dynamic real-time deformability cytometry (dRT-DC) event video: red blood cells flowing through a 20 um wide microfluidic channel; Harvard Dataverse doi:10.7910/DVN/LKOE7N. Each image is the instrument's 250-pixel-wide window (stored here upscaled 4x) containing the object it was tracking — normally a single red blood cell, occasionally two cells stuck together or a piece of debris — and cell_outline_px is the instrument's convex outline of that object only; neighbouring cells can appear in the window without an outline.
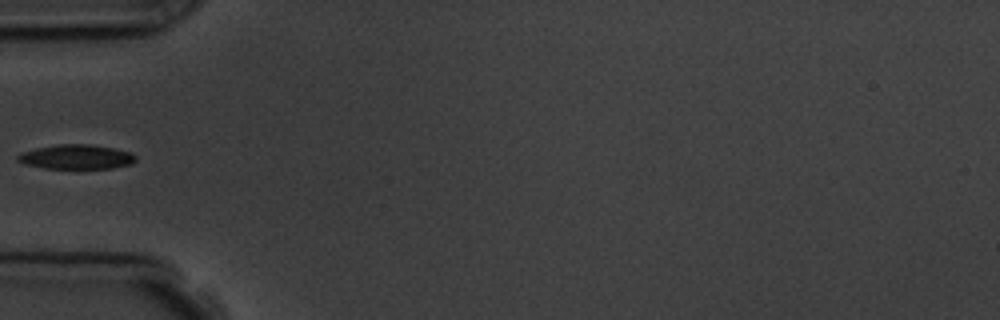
{"species": "common noctule bat (a hibernating species)", "species_latin": "Nyctalus noctula", "temperature_condition": "room temperature", "stored_images_in_passage": 6, "camera_frame_rate_fps": 3000, "um_per_image_px": 0.085, "animal": {"sex": "male", "body_mass_g": 19.5, "forearm_length_mm": 54.6}, "frame": {"image": 1, "passage_image": 6, "time_ms": 6.333, "image_size_px": [1000, 320], "cell_outline_px": [[136, 160], [132, 164], [112, 168], [44, 168], [24, 164], [16, 160], [16, 156], [24, 152], [36, 148], [60, 144], [92, 144], [112, 148], [128, 152], [136, 156]], "centroid_in_image_um": [6.48, 13.34], "position_along_channel_um": 78.5, "area_um2": 16.7}}